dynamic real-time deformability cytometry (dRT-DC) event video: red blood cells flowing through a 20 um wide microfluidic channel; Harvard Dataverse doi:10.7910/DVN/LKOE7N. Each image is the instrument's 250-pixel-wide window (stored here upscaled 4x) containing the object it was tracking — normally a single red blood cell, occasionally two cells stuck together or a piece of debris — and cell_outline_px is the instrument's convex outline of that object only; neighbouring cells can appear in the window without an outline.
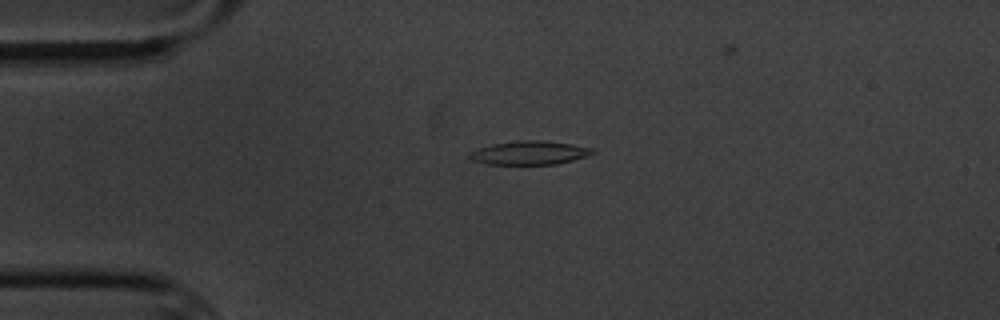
{"species": "common noctule bat (a hibernating species)", "species_latin": "Nyctalus noctula", "temperature_condition": "cold", "stored_images_in_passage": 4, "camera_frame_rate_fps": 3000, "um_per_image_px": 0.085, "animal": {"sex": "male", "body_mass_g": 20.1, "forearm_length_mm": 53.5}, "frame": {"image": 1, "passage_image": 2, "time_ms": 1.333, "image_size_px": [1000, 320], "cell_outline_px": [[596, 152], [588, 156], [556, 164], [488, 164], [472, 160], [468, 156], [468, 152], [476, 148], [492, 144], [520, 140], [540, 140], [572, 144], [596, 148]], "centroid_in_image_um": [45.02, 12.98], "position_along_channel_um": 40.0, "area_um2": 17.11}}
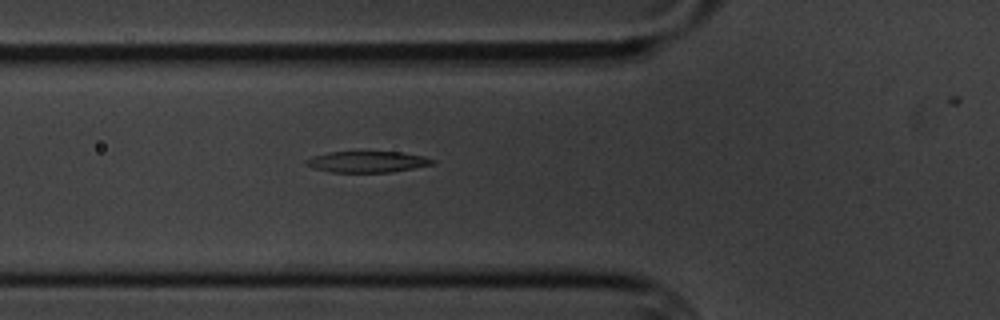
{"frame": {"image": 2, "passage_image": 4, "time_ms": 3.667, "image_size_px": [1000, 320], "cell_outline_px": [[436, 164], [392, 172], [328, 172], [312, 168], [304, 164], [304, 160], [312, 156], [328, 152], [400, 152], [424, 156], [436, 160]], "centroid_in_image_um": [31.21, 13.76], "position_along_channel_um": 94.6, "area_um2": 15.78}}